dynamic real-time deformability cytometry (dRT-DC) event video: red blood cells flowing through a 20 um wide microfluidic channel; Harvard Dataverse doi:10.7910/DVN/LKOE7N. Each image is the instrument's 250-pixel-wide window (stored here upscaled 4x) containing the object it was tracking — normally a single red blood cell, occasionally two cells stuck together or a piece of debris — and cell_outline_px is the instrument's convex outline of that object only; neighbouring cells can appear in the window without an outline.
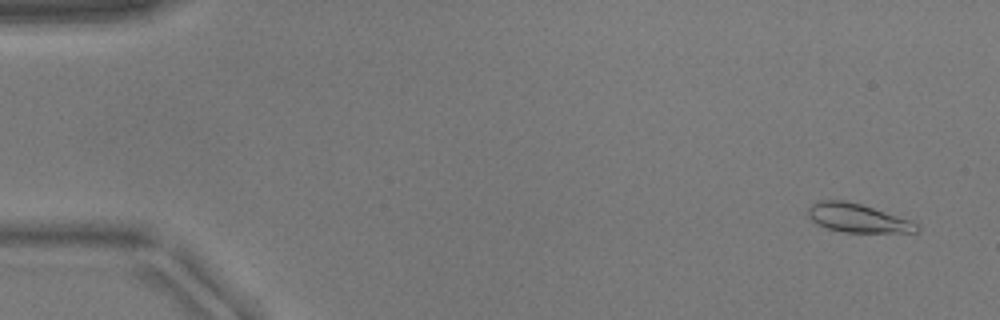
{"species": "common noctule bat (a hibernating species)", "species_latin": "Nyctalus noctula", "temperature_condition": "warm", "stored_images_in_passage": 52, "camera_frame_rate_fps": 3000, "um_per_image_px": 0.085, "animal": {"sex": "male", "body_mass_g": 17.9}, "frame": {"image": 1, "passage_image": 3, "time_ms": 0.667, "image_size_px": [1000, 320], "cell_outline_px": [[920, 228], [916, 232], [844, 232], [828, 228], [812, 220], [808, 216], [808, 208], [812, 204], [820, 200], [844, 200], [860, 204], [912, 220], [920, 224]], "centroid_in_image_um": [72.94, 18.53], "position_along_channel_um": 12.1, "area_um2": 17.98}}
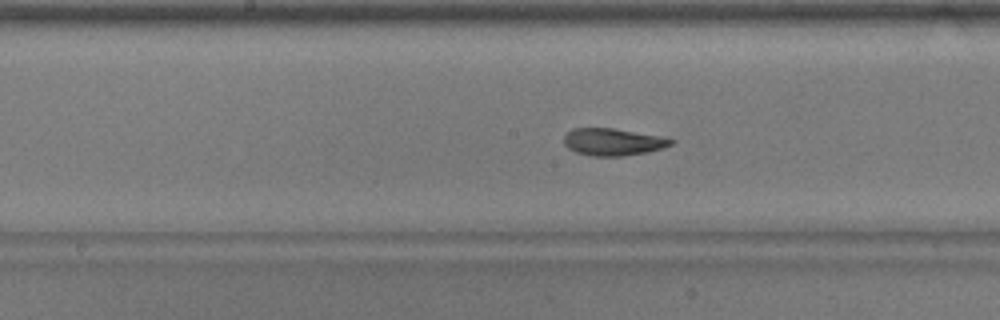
{"frame": {"image": 2, "passage_image": 27, "time_ms": 8.667, "image_size_px": [1000, 320], "cell_outline_px": [[676, 140], [672, 144], [664, 148], [648, 152], [624, 156], [592, 156], [576, 152], [568, 148], [564, 144], [564, 136], [572, 128], [612, 128], [656, 136]], "centroid_in_image_um": [52.08, 12.07], "position_along_channel_um": 196.1, "area_um2": 16.82}}
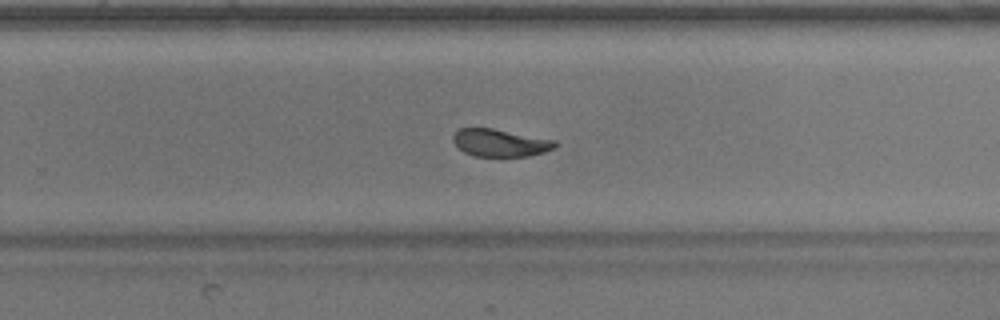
{"frame": {"image": 3, "passage_image": 34, "time_ms": 11.0, "image_size_px": [1000, 320], "cell_outline_px": [[556, 148], [544, 152], [528, 156], [472, 156], [456, 148], [452, 140], [452, 136], [460, 128], [492, 128], [556, 140]], "centroid_in_image_um": [42.48, 12.14], "position_along_channel_um": 287.3, "area_um2": 16.47}}